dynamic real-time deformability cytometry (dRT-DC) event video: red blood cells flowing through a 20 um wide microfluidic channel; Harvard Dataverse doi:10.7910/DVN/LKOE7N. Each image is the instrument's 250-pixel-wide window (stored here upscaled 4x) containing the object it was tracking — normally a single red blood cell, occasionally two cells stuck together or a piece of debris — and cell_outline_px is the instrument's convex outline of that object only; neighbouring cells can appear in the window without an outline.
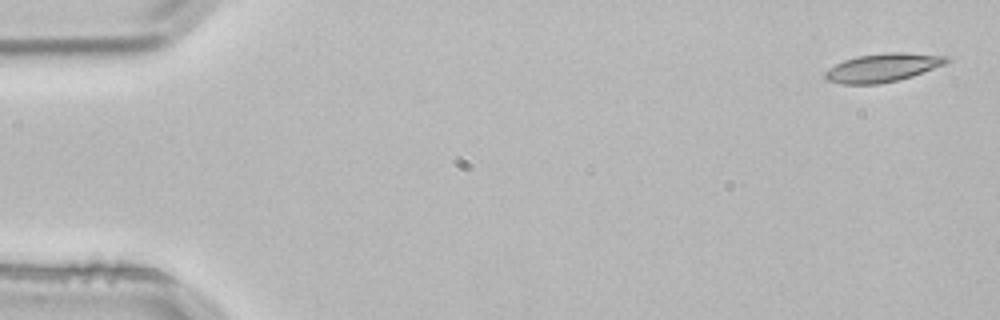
{"species": "common noctule bat (a hibernating species)", "species_latin": "Nyctalus noctula", "temperature_condition": "room temperature", "stored_images_in_passage": 3, "camera_frame_rate_fps": 3000, "um_per_image_px": 0.085, "animal": {"sex": "male", "body_mass_g": 21.5, "forearm_length_mm": 52.0}, "frame": {"image": 1, "passage_image": 1, "time_ms": 0.0, "image_size_px": [1000, 320], "cell_outline_px": [[952, 60], [944, 64], [912, 76], [880, 84], [844, 84], [828, 80], [824, 76], [824, 72], [836, 64], [844, 60], [856, 56], [884, 52], [904, 52], [948, 56]], "centroid_in_image_um": [75.04, 5.73], "position_along_channel_um": 10.0, "area_um2": 20.06}}
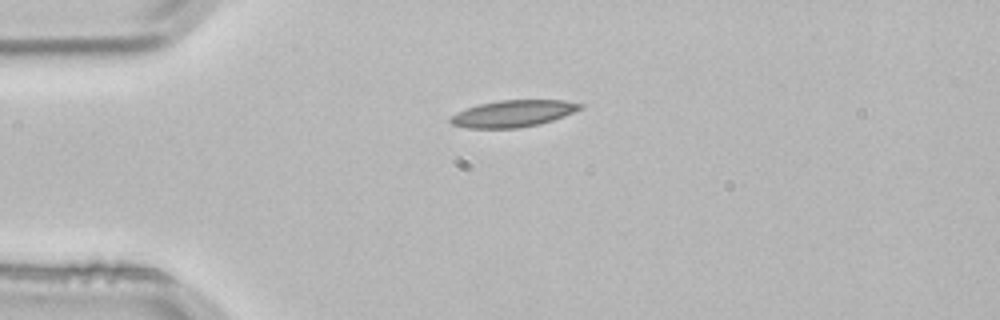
{"frame": {"image": 2, "passage_image": 3, "time_ms": 0.667, "image_size_px": [1000, 320], "cell_outline_px": [[584, 108], [564, 116], [540, 124], [516, 128], [468, 128], [452, 124], [448, 120], [456, 112], [480, 104], [500, 100], [564, 100], [584, 104]], "centroid_in_image_um": [43.65, 9.65], "position_along_channel_um": 41.3, "area_um2": 20.17}}